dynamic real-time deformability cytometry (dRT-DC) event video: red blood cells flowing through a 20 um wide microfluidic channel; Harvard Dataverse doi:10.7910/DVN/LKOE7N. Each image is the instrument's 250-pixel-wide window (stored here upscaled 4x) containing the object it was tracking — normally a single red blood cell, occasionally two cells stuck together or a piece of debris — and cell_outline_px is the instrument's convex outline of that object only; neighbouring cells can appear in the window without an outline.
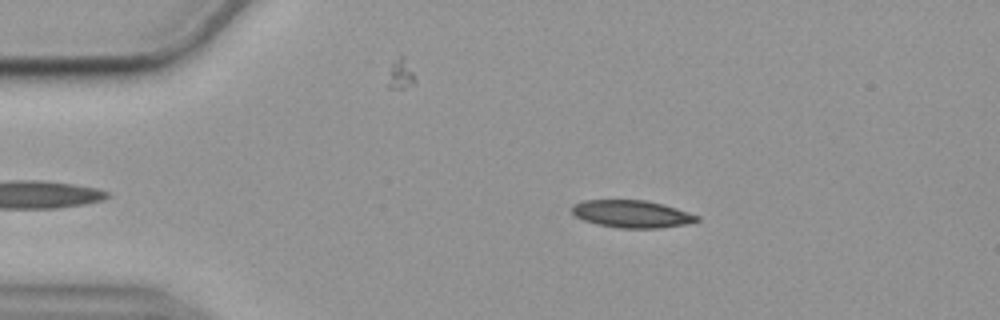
{"species": "common noctule bat (a hibernating species)", "species_latin": "Nyctalus noctula", "temperature_condition": "cold", "stored_images_in_passage": 46, "camera_frame_rate_fps": 3000, "um_per_image_px": 0.085, "animal": {"sex": "female", "body_mass_g": 19.9}, "frame": {"image": 1, "passage_image": 8, "time_ms": 2.333, "image_size_px": [1000, 320], "cell_outline_px": [[700, 220], [684, 224], [656, 228], [620, 228], [596, 224], [584, 220], [576, 216], [572, 212], [572, 208], [576, 204], [584, 200], [644, 200], [664, 204], [700, 216]], "centroid_in_image_um": [53.72, 18.18], "position_along_channel_um": 31.3, "area_um2": 19.77}}
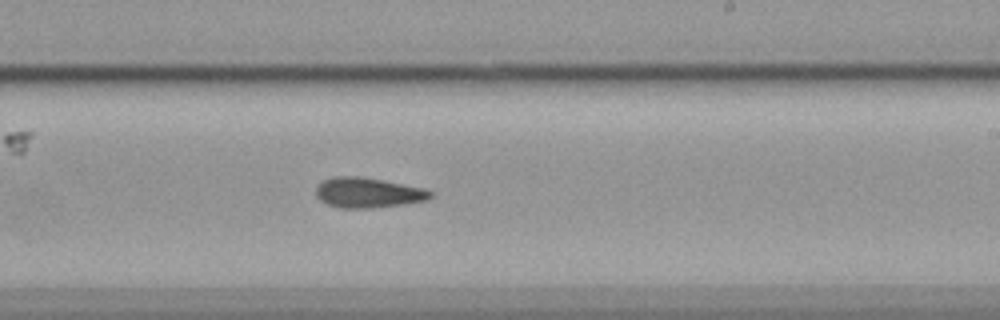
{"frame": {"image": 2, "passage_image": 31, "time_ms": 10.0, "image_size_px": [1000, 320], "cell_outline_px": [[432, 196], [428, 200], [404, 204], [368, 208], [340, 208], [328, 204], [320, 200], [316, 196], [316, 184], [332, 176], [360, 176], [384, 180], [424, 188], [432, 192]], "centroid_in_image_um": [31.26, 16.37], "position_along_channel_um": 257.7, "area_um2": 20.23}}
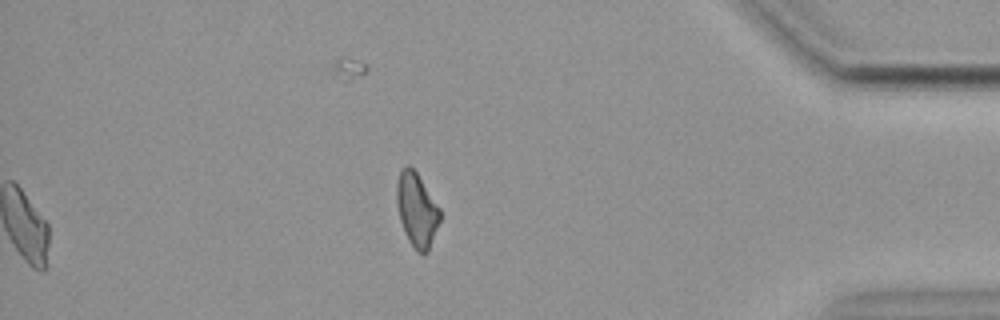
{"frame": {"image": 3, "passage_image": 46, "time_ms": 15.0, "image_size_px": [1000, 320], "cell_outline_px": [[440, 220], [428, 252], [424, 256], [416, 252], [408, 240], [404, 232], [400, 220], [396, 200], [396, 184], [400, 168], [404, 164], [408, 164], [416, 172], [440, 208]], "centroid_in_image_um": [35.4, 17.84], "position_along_channel_um": 399.8, "area_um2": 18.84}, "authors_computed_cell_mechanics": {"area_um2": 20.0566, "velocity_mm_per_s": 3.5778, "shape_relaxation_time_tau1_ms": null, "shape_relaxation_time_tau2_ms": 7.4751, "deformation_change_tau1": null, "deformation_change_tau2": 0.1454}}